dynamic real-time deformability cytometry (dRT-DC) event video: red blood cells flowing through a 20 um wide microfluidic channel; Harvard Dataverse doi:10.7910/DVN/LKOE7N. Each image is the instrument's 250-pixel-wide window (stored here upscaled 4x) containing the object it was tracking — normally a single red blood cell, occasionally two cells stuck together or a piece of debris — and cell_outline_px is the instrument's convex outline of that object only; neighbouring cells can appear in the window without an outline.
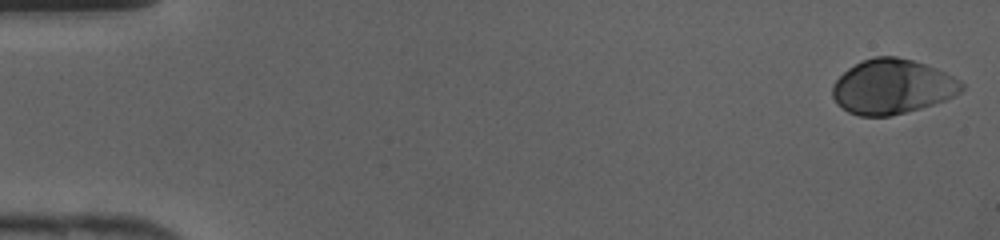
{"species": "human", "species_latin": "Homo sapiens", "temperature_condition": "cold", "stored_images_in_passage": 42, "camera_frame_rate_fps": 3000, "um_per_image_px": 0.085, "donor": {"sex": "female"}, "frame": {"image": 1, "passage_image": 1, "time_ms": 0.0, "image_size_px": [1000, 240], "cell_outline_px": [[964, 88], [960, 92], [944, 100], [920, 108], [892, 116], [860, 116], [848, 112], [836, 104], [832, 96], [832, 84], [848, 68], [860, 60], [876, 56], [896, 56], [912, 60], [936, 68], [960, 80], [964, 84]], "centroid_in_image_um": [75.8, 7.36], "position_along_channel_um": 9.2, "area_um2": 41.21}}
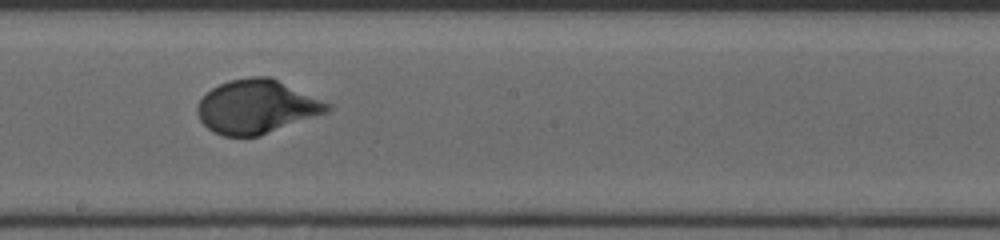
{"frame": {"image": 2, "passage_image": 24, "time_ms": 7.667, "image_size_px": [1000, 240], "cell_outline_px": [[332, 108], [328, 112], [260, 136], [224, 136], [212, 132], [200, 120], [196, 112], [196, 108], [200, 100], [212, 88], [220, 84], [232, 80], [252, 76], [268, 76], [332, 104]], "centroid_in_image_um": [21.82, 9.08], "position_along_channel_um": 226.4, "area_um2": 40.46}}
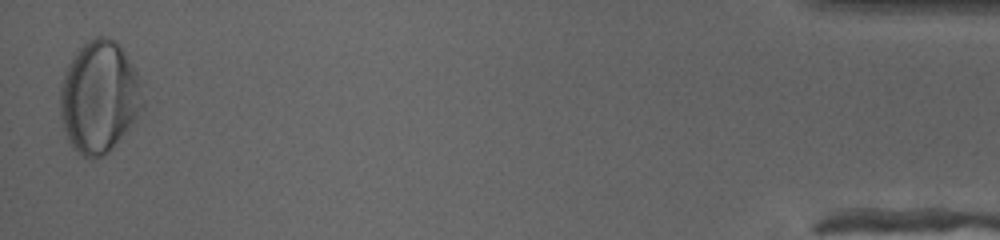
{"frame": {"image": 3, "passage_image": 42, "time_ms": 13.667, "image_size_px": [1000, 240], "cell_outline_px": [[144, 108], [112, 148], [108, 152], [100, 156], [84, 156], [68, 140], [60, 116], [60, 84], [64, 72], [68, 64], [76, 52], [88, 40], [96, 36], [108, 36], [120, 44], [144, 80]], "centroid_in_image_um": [8.49, 8.17], "position_along_channel_um": 426.7, "area_um2": 54.27}}